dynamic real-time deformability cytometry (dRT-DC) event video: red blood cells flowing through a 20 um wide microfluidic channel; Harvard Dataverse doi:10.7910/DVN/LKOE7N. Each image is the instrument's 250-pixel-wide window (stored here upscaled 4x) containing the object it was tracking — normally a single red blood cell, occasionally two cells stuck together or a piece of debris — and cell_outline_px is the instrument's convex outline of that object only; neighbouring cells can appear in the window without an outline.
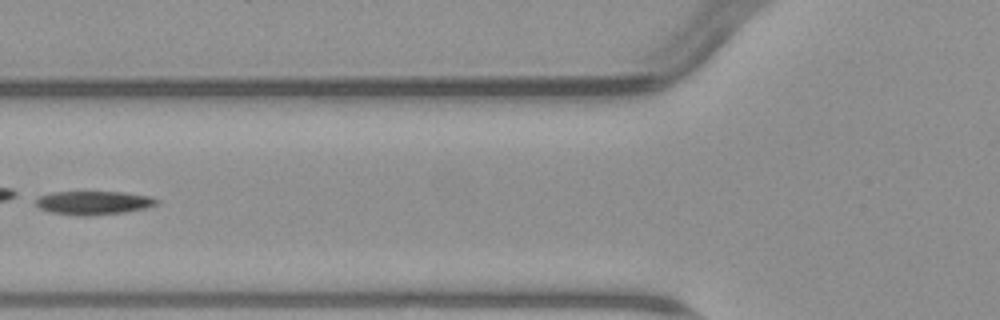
{"species": "common noctule bat (a hibernating species)", "species_latin": "Nyctalus noctula", "temperature_condition": "warm", "stored_images_in_passage": 3, "camera_frame_rate_fps": 3000, "um_per_image_px": 0.085, "animal": {"sex": "male", "body_mass_g": 23.1, "forearm_length_mm": 52.7}, "frame": {"image": 1, "passage_image": 2, "time_ms": 1.333, "image_size_px": [1000, 320], "cell_outline_px": [[160, 200], [156, 204], [148, 208], [124, 212], [88, 216], [76, 216], [52, 212], [40, 208], [36, 204], [36, 200], [40, 196], [52, 192], [124, 192], [152, 196]], "centroid_in_image_um": [8.0, 17.24], "position_along_channel_um": 117.8, "area_um2": 16.7}}
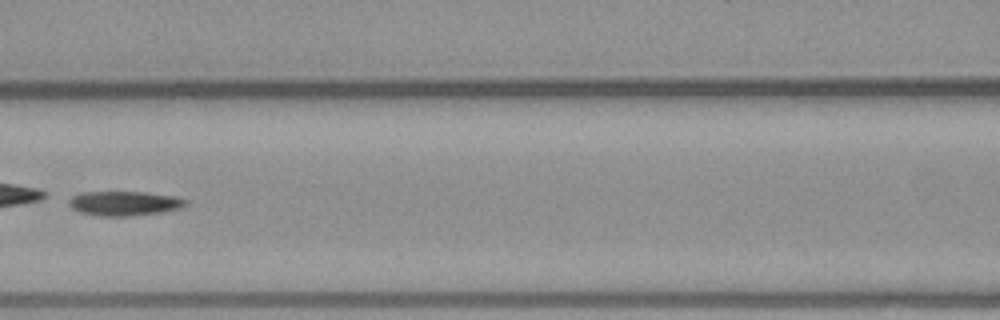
{"frame": {"image": 2, "passage_image": 3, "time_ms": 2.333, "image_size_px": [1000, 320], "cell_outline_px": [[188, 204], [180, 208], [164, 212], [128, 216], [100, 216], [80, 212], [72, 208], [68, 204], [68, 200], [72, 196], [80, 192], [148, 192], [176, 196], [188, 200]], "centroid_in_image_um": [10.59, 17.28], "position_along_channel_um": 156.0, "area_um2": 16.88}}